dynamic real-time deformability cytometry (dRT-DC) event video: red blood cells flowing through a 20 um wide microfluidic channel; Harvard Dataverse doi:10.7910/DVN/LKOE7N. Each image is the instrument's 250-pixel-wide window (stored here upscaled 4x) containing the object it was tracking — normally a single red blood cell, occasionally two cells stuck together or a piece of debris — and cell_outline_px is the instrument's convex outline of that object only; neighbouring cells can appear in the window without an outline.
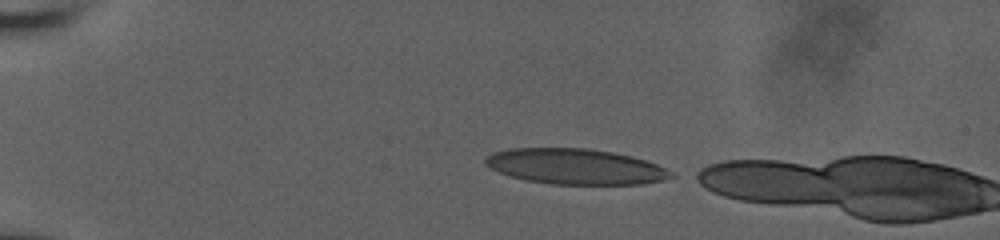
{"species": "human", "species_latin": "Homo sapiens", "temperature_condition": "room temperature", "stored_images_in_passage": 4, "camera_frame_rate_fps": 3000, "um_per_image_px": 0.085, "donor": {"sex": "male"}, "frame": {"image": 1, "passage_image": 1, "time_ms": 0.0, "image_size_px": [1000, 240], "cell_outline_px": [[676, 176], [664, 180], [644, 184], [552, 184], [528, 180], [508, 176], [484, 164], [484, 160], [492, 152], [508, 148], [588, 148], [612, 152], [632, 156], [656, 164], [672, 172]], "centroid_in_image_um": [48.91, 14.15], "position_along_channel_um": 36.1, "area_um2": 38.44}}